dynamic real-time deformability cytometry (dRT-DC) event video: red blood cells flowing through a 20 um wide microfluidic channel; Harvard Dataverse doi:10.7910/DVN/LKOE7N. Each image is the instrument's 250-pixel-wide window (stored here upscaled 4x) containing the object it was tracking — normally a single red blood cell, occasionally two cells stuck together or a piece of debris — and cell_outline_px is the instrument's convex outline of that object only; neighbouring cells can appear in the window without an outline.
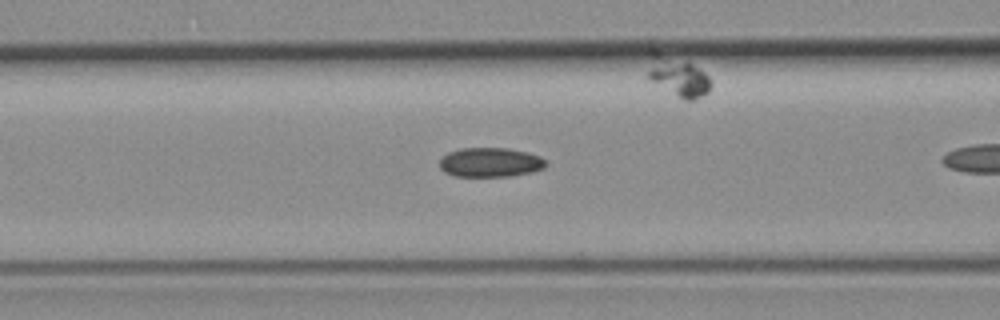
{"species": "common noctule bat (a hibernating species)", "species_latin": "Nyctalus noctula", "temperature_condition": "room temperature", "stored_images_in_passage": 10, "camera_frame_rate_fps": 3000, "um_per_image_px": 0.085, "animal": {"sex": "female", "body_mass_g": 19.3, "forearm_length_mm": 54.1}, "frame": {"image": 1, "passage_image": 5, "time_ms": 1.333, "image_size_px": [1000, 320], "cell_outline_px": [[548, 164], [544, 168], [532, 172], [508, 176], [456, 176], [444, 172], [440, 168], [440, 160], [448, 152], [460, 148], [508, 148], [528, 152], [540, 156]], "centroid_in_image_um": [41.69, 13.79], "position_along_channel_um": 124.9, "area_um2": 18.21}}